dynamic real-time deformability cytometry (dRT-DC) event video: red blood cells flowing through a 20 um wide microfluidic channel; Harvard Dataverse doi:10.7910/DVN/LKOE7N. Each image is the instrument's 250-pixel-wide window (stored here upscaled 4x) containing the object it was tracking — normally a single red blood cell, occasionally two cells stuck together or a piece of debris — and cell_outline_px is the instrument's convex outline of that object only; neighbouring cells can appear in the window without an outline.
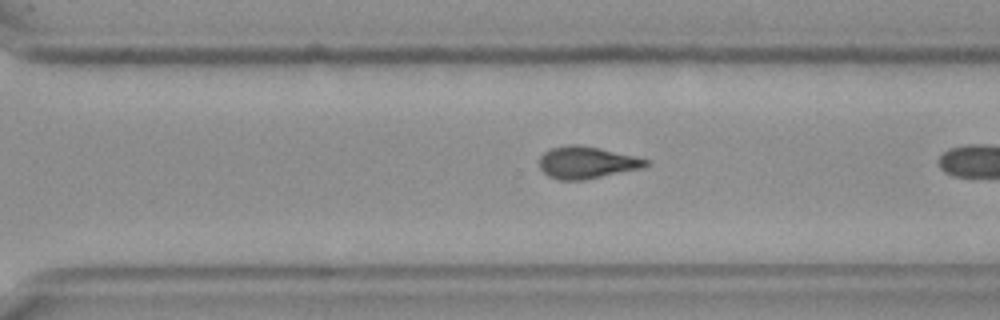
{"species": "Egyptian fruit bat (a non-hibernating species)", "species_latin": "Rousettus aegyptiacus", "temperature_condition": "cold", "stored_images_in_passage": 43, "camera_frame_rate_fps": 3000, "um_per_image_px": 0.085, "frame": {"image": 1, "passage_image": 37, "time_ms": 12.0, "image_size_px": [1000, 320], "cell_outline_px": [[648, 164], [640, 168], [584, 180], [560, 180], [548, 176], [540, 168], [540, 156], [544, 152], [552, 148], [564, 144], [580, 144], [600, 148], [636, 156], [648, 160]], "centroid_in_image_um": [49.83, 13.8], "position_along_channel_um": 320.8, "area_um2": 19.83}}